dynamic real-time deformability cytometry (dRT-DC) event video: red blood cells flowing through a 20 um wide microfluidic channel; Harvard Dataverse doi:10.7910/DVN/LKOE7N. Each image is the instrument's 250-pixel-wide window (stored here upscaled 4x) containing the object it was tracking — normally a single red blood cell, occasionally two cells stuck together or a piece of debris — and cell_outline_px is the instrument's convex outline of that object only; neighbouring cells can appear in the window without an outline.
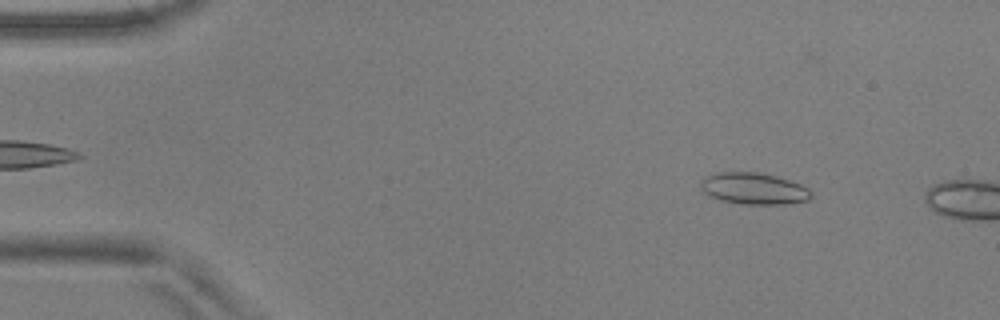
{"species": "common noctule bat (a hibernating species)", "species_latin": "Nyctalus noctula", "temperature_condition": "warm", "stored_images_in_passage": 9, "camera_frame_rate_fps": 3000, "um_per_image_px": 0.085, "animal": {"sex": "male", "body_mass_g": 17.9, "forearm_length_mm": 54.2}, "frame": {"image": 1, "passage_image": 6, "time_ms": 1.667, "image_size_px": [1000, 320], "cell_outline_px": [[812, 196], [808, 200], [784, 204], [740, 204], [720, 200], [708, 196], [700, 188], [700, 184], [708, 176], [716, 172], [764, 172], [800, 184], [808, 188], [812, 192]], "centroid_in_image_um": [64.07, 16.03], "position_along_channel_um": 20.9, "area_um2": 20.4}}